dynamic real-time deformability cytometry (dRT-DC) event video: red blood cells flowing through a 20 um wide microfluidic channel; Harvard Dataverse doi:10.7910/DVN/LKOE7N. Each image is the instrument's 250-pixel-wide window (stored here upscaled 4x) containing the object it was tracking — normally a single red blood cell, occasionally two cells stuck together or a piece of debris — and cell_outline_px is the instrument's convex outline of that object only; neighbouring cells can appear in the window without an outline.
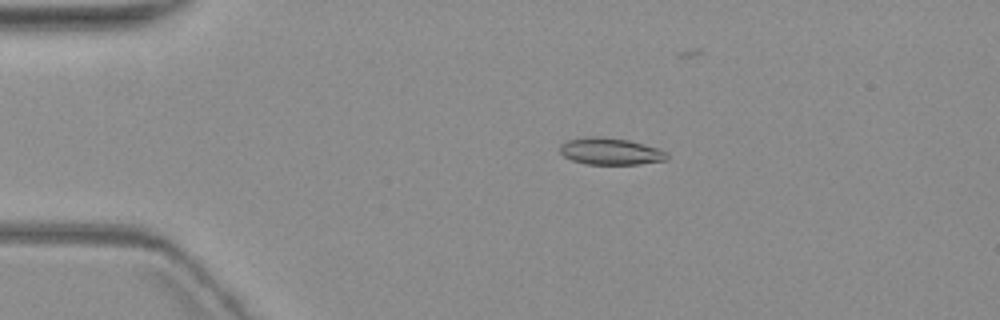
{"species": "common noctule bat (a hibernating species)", "species_latin": "Nyctalus noctula", "temperature_condition": "warm", "stored_images_in_passage": 9, "camera_frame_rate_fps": 3000, "um_per_image_px": 0.085, "animal": {"sex": "female", "body_mass_g": 19.3, "forearm_length_mm": 54.1}, "frame": {"image": 1, "passage_image": 4, "time_ms": 3.333, "image_size_px": [1000, 320], "cell_outline_px": [[668, 160], [640, 164], [584, 164], [572, 160], [564, 156], [560, 152], [560, 144], [568, 140], [588, 136], [600, 136], [628, 140], [656, 148], [668, 152]], "centroid_in_image_um": [51.88, 12.87], "position_along_channel_um": 33.1, "area_um2": 16.76}}
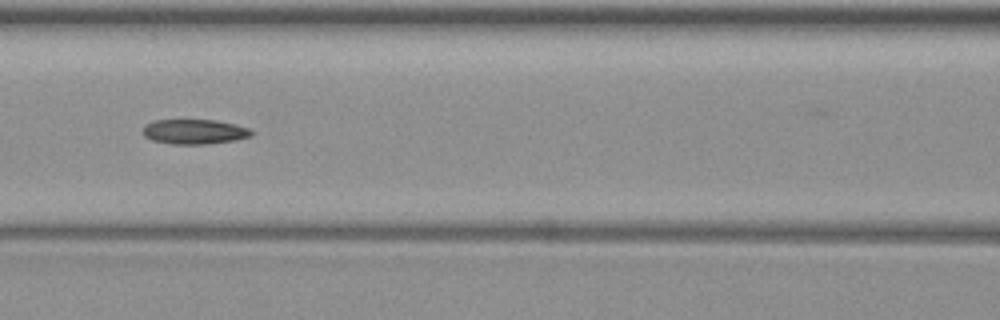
{"frame": {"image": 2, "passage_image": 8, "time_ms": 8.0, "image_size_px": [1000, 320], "cell_outline_px": [[252, 136], [236, 140], [208, 144], [172, 144], [152, 140], [144, 136], [144, 124], [156, 120], [216, 120], [236, 124], [248, 128], [252, 132]], "centroid_in_image_um": [16.54, 11.19], "position_along_channel_um": 150.1, "area_um2": 15.72}}
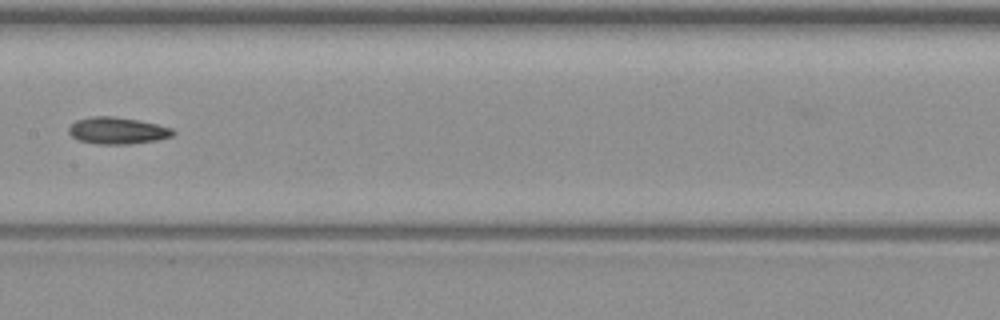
{"frame": {"image": 3, "passage_image": 9, "time_ms": 9.333, "image_size_px": [1000, 320], "cell_outline_px": [[176, 132], [172, 136], [156, 140], [128, 144], [96, 144], [80, 140], [72, 136], [68, 132], [68, 128], [76, 120], [92, 116], [112, 116], [136, 120], [156, 124], [172, 128]], "centroid_in_image_um": [9.97, 11.1], "position_along_channel_um": 197.4, "area_um2": 16.13}}